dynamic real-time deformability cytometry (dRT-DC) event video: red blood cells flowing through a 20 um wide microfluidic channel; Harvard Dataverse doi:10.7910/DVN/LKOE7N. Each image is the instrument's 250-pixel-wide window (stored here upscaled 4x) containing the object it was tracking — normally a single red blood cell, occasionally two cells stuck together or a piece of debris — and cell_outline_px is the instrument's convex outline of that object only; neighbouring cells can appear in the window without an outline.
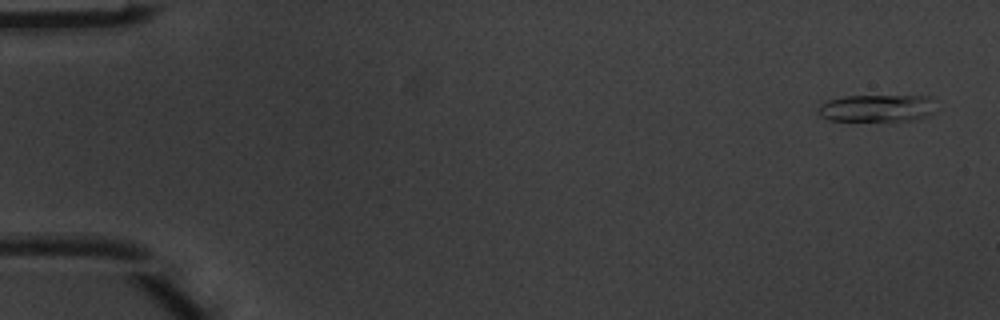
{"species": "common noctule bat (a hibernating species)", "species_latin": "Nyctalus noctula", "temperature_condition": "warm", "stored_images_in_passage": 5, "camera_frame_rate_fps": 3000, "um_per_image_px": 0.085, "animal": {"sex": "male", "body_mass_g": 20.1, "forearm_length_mm": 53.5}, "frame": {"image": 1, "passage_image": 1, "time_ms": 0.0, "image_size_px": [1000, 320], "cell_outline_px": [[936, 112], [928, 116], [912, 120], [828, 120], [820, 116], [816, 112], [820, 104], [828, 100], [844, 96], [928, 96]], "centroid_in_image_um": [74.49, 9.19], "position_along_channel_um": 10.5, "area_um2": 18.55}}